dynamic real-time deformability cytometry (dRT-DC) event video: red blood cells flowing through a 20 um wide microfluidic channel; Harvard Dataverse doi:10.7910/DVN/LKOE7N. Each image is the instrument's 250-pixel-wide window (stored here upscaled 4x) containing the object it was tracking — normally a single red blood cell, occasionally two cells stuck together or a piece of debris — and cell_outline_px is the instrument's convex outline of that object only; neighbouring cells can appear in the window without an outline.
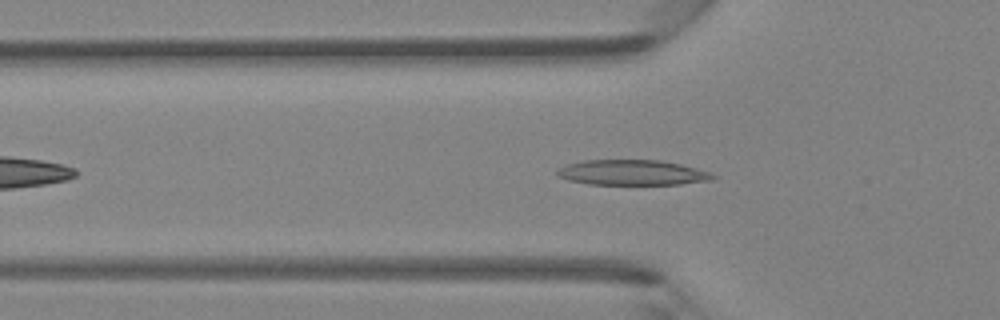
{"species": "Egyptian fruit bat (a non-hibernating species)", "species_latin": "Rousettus aegyptiacus", "temperature_condition": "room temperature", "stored_images_in_passage": 37, "camera_frame_rate_fps": 3000, "um_per_image_px": 0.085, "animal": {"sex": "female"}, "frame": {"image": 1, "passage_image": 7, "time_ms": 2.0, "image_size_px": [1000, 320], "cell_outline_px": [[716, 176], [712, 180], [680, 184], [588, 184], [568, 180], [556, 176], [556, 172], [560, 168], [568, 164], [584, 160], [660, 160], [680, 164], [712, 172]], "centroid_in_image_um": [53.75, 14.67], "position_along_channel_um": 72.0, "area_um2": 22.89}}
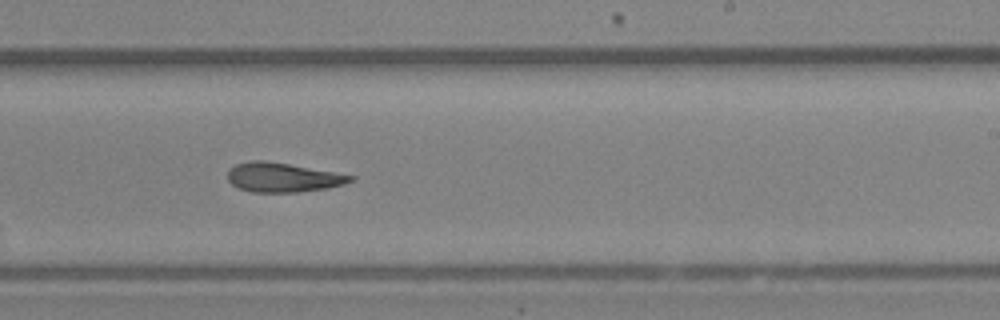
{"frame": {"image": 2, "passage_image": 20, "time_ms": 6.333, "image_size_px": [1000, 320], "cell_outline_px": [[356, 176], [352, 180], [344, 184], [328, 188], [296, 192], [252, 192], [236, 188], [228, 180], [228, 168], [236, 164], [248, 160], [264, 160], [288, 164]], "centroid_in_image_um": [23.98, 15.08], "position_along_channel_um": 265.0, "area_um2": 20.98}}
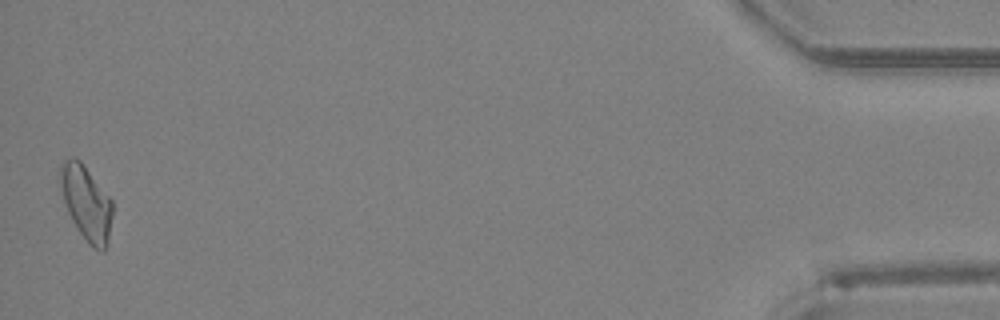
{"frame": {"image": 3, "passage_image": 37, "time_ms": 12.0, "image_size_px": [1000, 320], "cell_outline_px": [[112, 216], [108, 244], [104, 252], [100, 252], [88, 244], [76, 228], [68, 212], [64, 200], [60, 184], [60, 164], [64, 160], [80, 160], [112, 200]], "centroid_in_image_um": [7.36, 17.31], "position_along_channel_um": 427.8, "area_um2": 22.48}}